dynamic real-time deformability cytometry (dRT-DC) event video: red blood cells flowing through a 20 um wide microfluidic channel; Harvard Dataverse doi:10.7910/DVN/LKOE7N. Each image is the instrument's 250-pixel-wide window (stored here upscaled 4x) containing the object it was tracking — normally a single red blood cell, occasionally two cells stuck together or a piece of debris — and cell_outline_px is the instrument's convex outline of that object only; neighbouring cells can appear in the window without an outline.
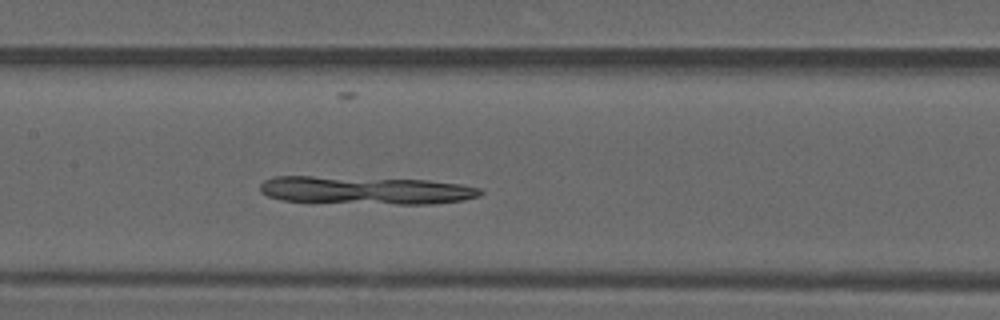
{"species": "common noctule bat (a hibernating species)", "species_latin": "Nyctalus noctula", "temperature_condition": "warm", "stored_images_in_passage": 37, "camera_frame_rate_fps": 3000, "um_per_image_px": 0.085, "animal": {"sex": "male", "forearm_length_mm": 52.5}, "frame": {"image": 1, "passage_image": 18, "time_ms": 5.667, "image_size_px": [1000, 320], "cell_outline_px": [[484, 192], [480, 196], [464, 200], [432, 204], [396, 204], [284, 200], [268, 196], [260, 192], [260, 184], [264, 180], [272, 176], [312, 176], [428, 180], [460, 184], [480, 188]], "centroid_in_image_um": [31.11, 16.16], "position_along_channel_um": 176.3, "area_um2": 35.78}}
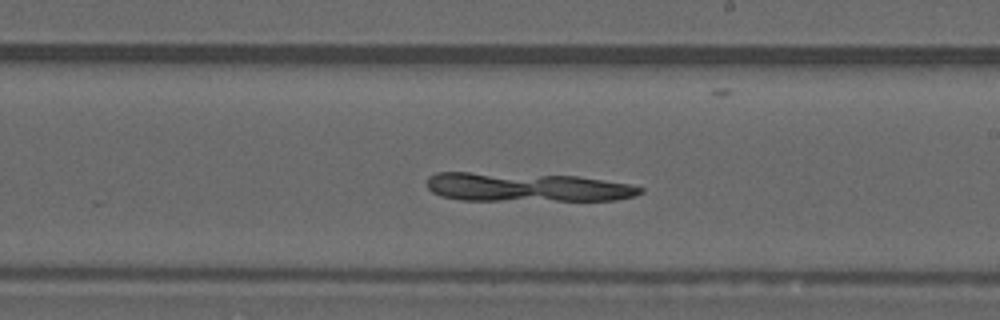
{"frame": {"image": 2, "passage_image": 23, "time_ms": 7.333, "image_size_px": [1000, 320], "cell_outline_px": [[644, 192], [636, 196], [616, 200], [460, 200], [440, 196], [432, 192], [428, 188], [428, 176], [436, 172], [468, 172], [580, 176], [632, 184], [644, 188]], "centroid_in_image_um": [44.81, 15.91], "position_along_channel_um": 244.2, "area_um2": 36.18}}
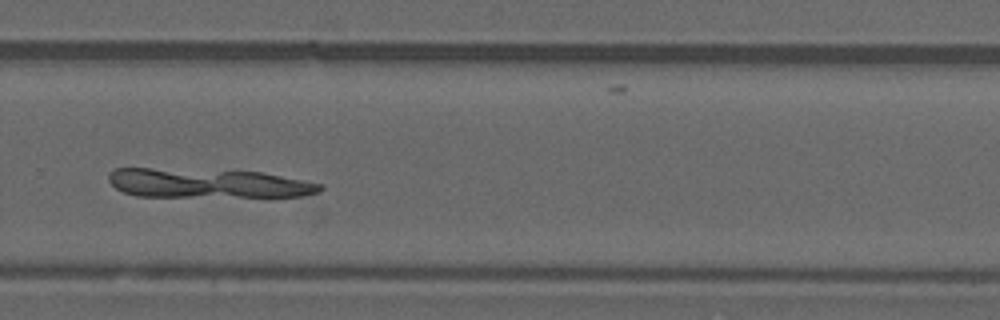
{"frame": {"image": 3, "passage_image": 28, "time_ms": 9.0, "image_size_px": [1000, 320], "cell_outline_px": [[324, 188], [320, 192], [300, 196], [136, 196], [124, 192], [116, 188], [108, 180], [108, 172], [116, 168], [152, 168], [260, 172], [324, 184]], "centroid_in_image_um": [17.63, 15.57], "position_along_channel_um": 312.2, "area_um2": 35.72}}